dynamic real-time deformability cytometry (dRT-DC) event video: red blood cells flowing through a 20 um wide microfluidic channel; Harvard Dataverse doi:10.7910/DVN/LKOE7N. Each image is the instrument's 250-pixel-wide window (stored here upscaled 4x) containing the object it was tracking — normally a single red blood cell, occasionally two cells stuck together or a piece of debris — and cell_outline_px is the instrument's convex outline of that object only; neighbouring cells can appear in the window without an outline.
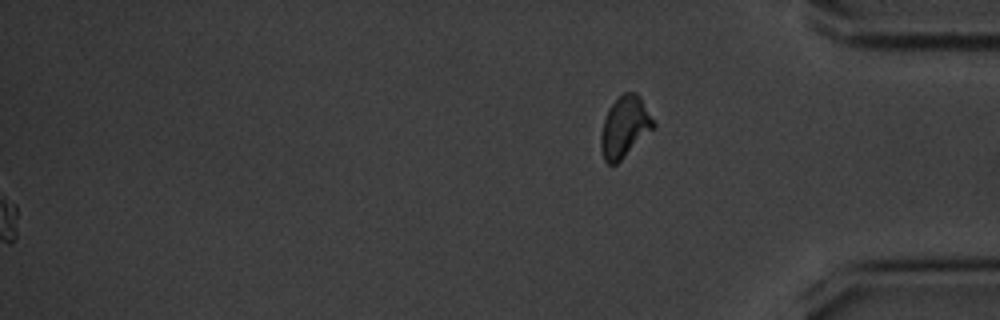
{"species": "common noctule bat (a hibernating species)", "species_latin": "Nyctalus noctula", "temperature_condition": "cold", "stored_images_in_passage": 58, "segment_of_instrument_passage": [2, 2], "camera_frame_rate_fps": 3000, "um_per_image_px": 0.085, "animal": {"sex": "male", "body_mass_g": 20.1, "forearm_length_mm": 53.5}, "frame": {"image": 1, "passage_image": 58, "time_ms": 19.0, "image_size_px": [1000, 320], "cell_outline_px": [[656, 124], [616, 164], [608, 164], [604, 160], [600, 148], [600, 136], [604, 120], [608, 108], [624, 92], [636, 92], [640, 96]], "centroid_in_image_um": [53.07, 10.76], "position_along_channel_um": 382.1, "area_um2": 18.26}}